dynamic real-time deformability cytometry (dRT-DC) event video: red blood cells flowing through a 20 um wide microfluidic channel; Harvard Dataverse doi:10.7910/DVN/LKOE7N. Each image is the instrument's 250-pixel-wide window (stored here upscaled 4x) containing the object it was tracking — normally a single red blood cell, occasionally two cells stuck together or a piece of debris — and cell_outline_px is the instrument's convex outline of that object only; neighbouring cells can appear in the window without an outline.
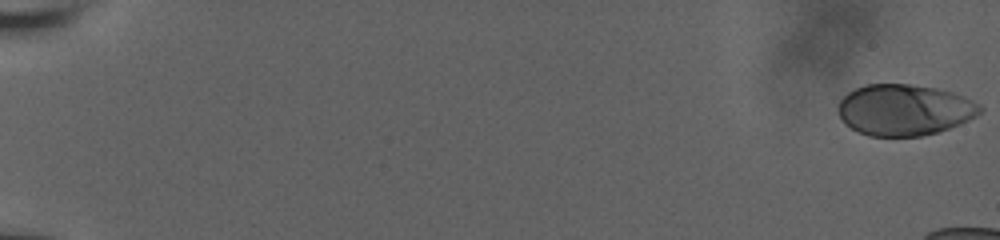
{"species": "human", "species_latin": "Homo sapiens", "temperature_condition": "room temperature", "stored_images_in_passage": 11, "camera_frame_rate_fps": 3000, "um_per_image_px": 0.085, "donor": {"sex": "male"}, "frame": {"image": 1, "passage_image": 1, "time_ms": 0.0, "image_size_px": [1000, 240], "cell_outline_px": [[984, 108], [976, 116], [960, 124], [936, 132], [920, 136], [868, 136], [856, 132], [844, 124], [840, 116], [840, 100], [848, 92], [864, 84], [908, 84], [936, 88], [952, 92], [964, 96], [980, 104]], "centroid_in_image_um": [76.87, 9.34], "position_along_channel_um": 8.1, "area_um2": 42.31}}